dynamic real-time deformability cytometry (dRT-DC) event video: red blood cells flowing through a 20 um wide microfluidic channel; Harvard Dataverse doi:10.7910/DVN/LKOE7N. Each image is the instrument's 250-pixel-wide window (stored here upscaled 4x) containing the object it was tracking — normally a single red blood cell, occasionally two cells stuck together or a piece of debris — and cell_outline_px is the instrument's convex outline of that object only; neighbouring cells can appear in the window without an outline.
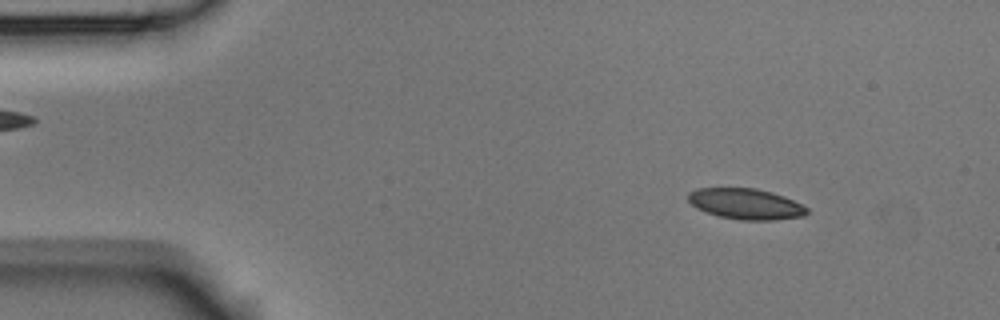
{"species": "Egyptian fruit bat (a non-hibernating species)", "species_latin": "Rousettus aegyptiacus", "temperature_condition": "room temperature", "stored_images_in_passage": 53, "camera_frame_rate_fps": 3000, "um_per_image_px": 0.085, "animal": {"sex": "male"}, "frame": {"image": 1, "passage_image": 6, "time_ms": 1.667, "image_size_px": [1000, 320], "cell_outline_px": [[808, 212], [804, 216], [776, 220], [740, 220], [720, 216], [696, 208], [688, 200], [688, 192], [696, 188], [756, 188], [772, 192], [784, 196], [808, 208]], "centroid_in_image_um": [63.39, 17.33], "position_along_channel_um": 21.6, "area_um2": 21.27}}
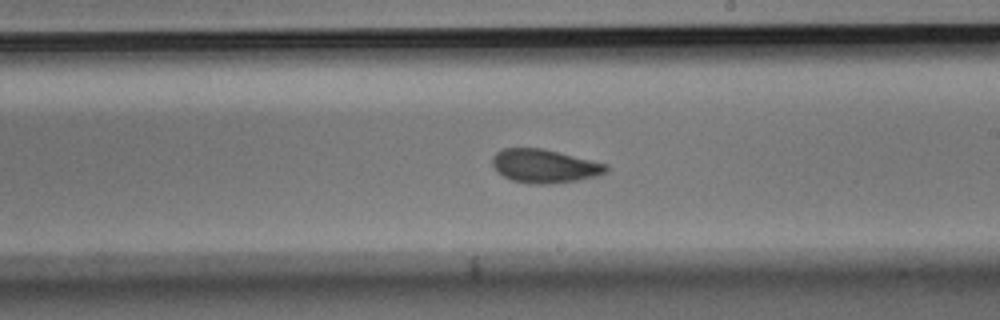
{"frame": {"image": 2, "passage_image": 30, "time_ms": 9.667, "image_size_px": [1000, 320], "cell_outline_px": [[608, 172], [596, 176], [576, 180], [548, 184], [528, 184], [512, 180], [504, 176], [492, 164], [492, 156], [496, 152], [504, 148], [544, 148], [608, 164]], "centroid_in_image_um": [46.3, 14.1], "position_along_channel_um": 242.7, "area_um2": 22.25}}
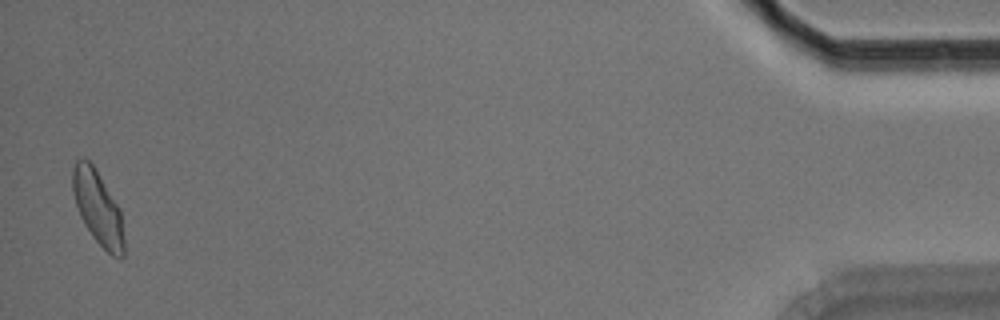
{"frame": {"image": 3, "passage_image": 52, "time_ms": 17.0, "image_size_px": [1000, 320], "cell_outline_px": [[124, 256], [120, 260], [112, 256], [92, 236], [84, 224], [80, 216], [72, 192], [72, 168], [76, 160], [84, 156], [92, 164], [120, 208], [124, 236]], "centroid_in_image_um": [8.32, 17.67], "position_along_channel_um": 426.9, "area_um2": 22.2}, "authors_computed_cell_mechanics": {"area_um2": 21.964, "velocity_mm_per_s": 3.7354, "shape_relaxation_time_tau1_ms": 4.2507, "shape_relaxation_time_tau2_ms": 1.3695, "deformation_change_tau1": 0.1184, "deformation_change_tau2": 0.0547}}